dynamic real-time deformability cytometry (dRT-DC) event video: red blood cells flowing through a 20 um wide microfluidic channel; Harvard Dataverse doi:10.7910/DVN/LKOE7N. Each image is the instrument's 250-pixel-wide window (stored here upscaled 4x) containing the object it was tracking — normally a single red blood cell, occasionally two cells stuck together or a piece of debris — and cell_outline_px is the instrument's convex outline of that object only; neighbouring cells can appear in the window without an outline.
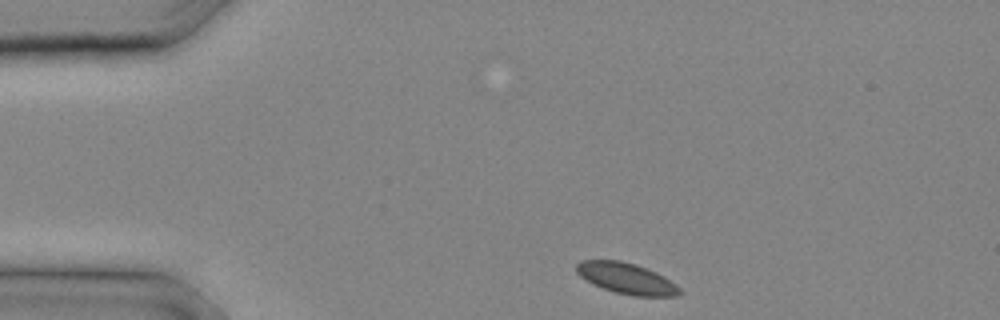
{"species": "common noctule bat (a hibernating species)", "species_latin": "Nyctalus noctula", "temperature_condition": "cold", "stored_images_in_passage": 12, "camera_frame_rate_fps": 3000, "um_per_image_px": 0.085, "animal": {"sex": "male", "body_mass_g": 20.4}, "frame": {"image": 1, "passage_image": 1, "time_ms": 0.0, "image_size_px": [1000, 320], "cell_outline_px": [[684, 292], [680, 296], [632, 296], [616, 292], [592, 284], [580, 276], [576, 272], [576, 264], [580, 260], [620, 260], [636, 264], [648, 268], [664, 276], [676, 284]], "centroid_in_image_um": [53.28, 23.66], "position_along_channel_um": 31.7, "area_um2": 18.84}}
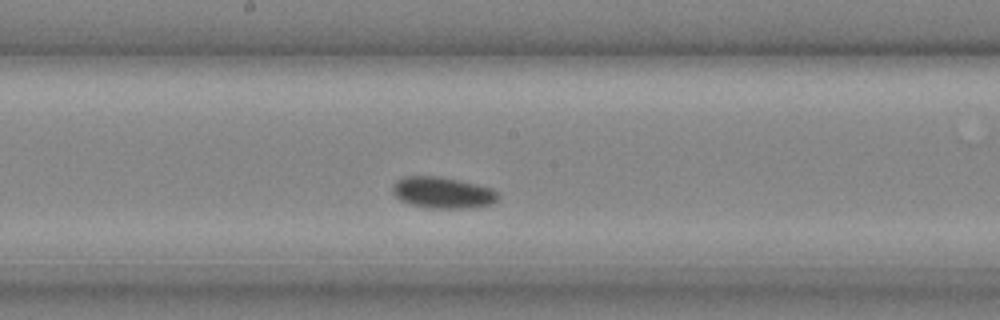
{"frame": {"image": 2, "passage_image": 10, "time_ms": 3.0, "image_size_px": [1000, 320], "cell_outline_px": [[500, 196], [492, 204], [476, 208], [424, 208], [400, 200], [392, 192], [392, 184], [396, 180], [404, 176], [440, 176], [460, 180], [492, 188]], "centroid_in_image_um": [37.62, 16.37], "position_along_channel_um": 210.6, "area_um2": 19.54}}
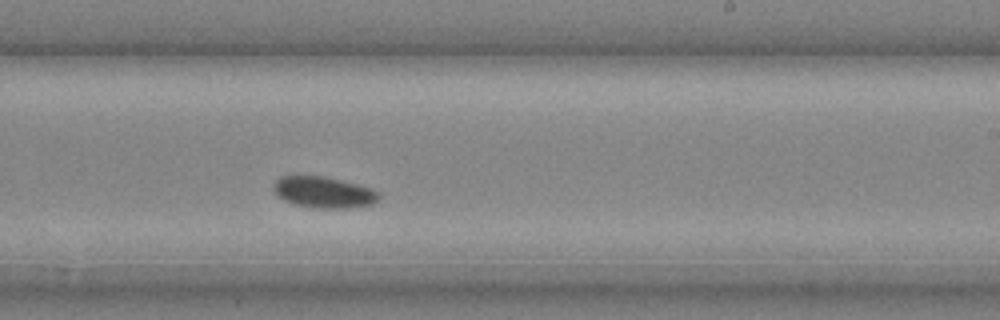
{"frame": {"image": 3, "passage_image": 12, "time_ms": 3.667, "image_size_px": [1000, 320], "cell_outline_px": [[380, 196], [372, 204], [352, 208], [316, 208], [292, 204], [284, 200], [276, 192], [272, 184], [280, 176], [324, 176], [372, 188], [380, 192]], "centroid_in_image_um": [27.53, 16.35], "position_along_channel_um": 261.5, "area_um2": 19.13}}